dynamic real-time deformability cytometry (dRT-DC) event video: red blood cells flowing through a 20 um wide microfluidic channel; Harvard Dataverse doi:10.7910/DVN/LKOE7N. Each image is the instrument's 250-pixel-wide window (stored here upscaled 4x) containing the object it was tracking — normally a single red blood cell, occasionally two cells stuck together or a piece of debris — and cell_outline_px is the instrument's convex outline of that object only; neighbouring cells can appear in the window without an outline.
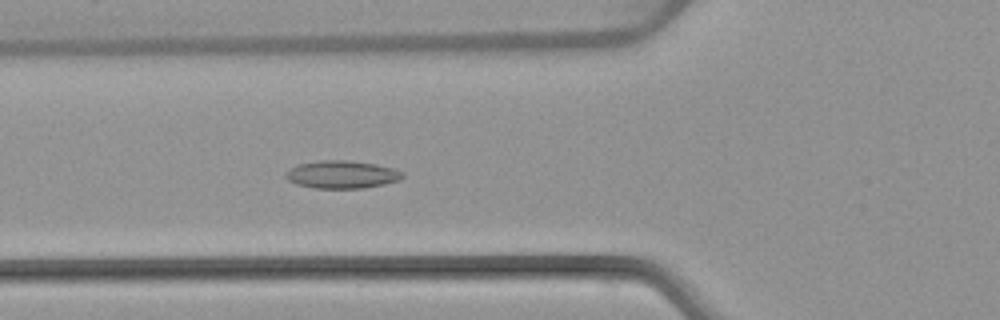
{"species": "common noctule bat (a hibernating species)", "species_latin": "Nyctalus noctula", "temperature_condition": "warm", "stored_images_in_passage": 53, "camera_frame_rate_fps": 3000, "um_per_image_px": 0.085, "animal": {"sex": "female", "body_mass_g": 22.7, "forearm_length_mm": 54.2}, "frame": {"image": 1, "passage_image": 19, "time_ms": 6.0, "image_size_px": [1000, 320], "cell_outline_px": [[404, 176], [400, 180], [384, 184], [364, 188], [312, 188], [296, 184], [288, 180], [284, 176], [284, 172], [296, 164], [320, 160], [344, 160], [376, 164], [392, 168], [404, 172]], "centroid_in_image_um": [29.02, 14.83], "position_along_channel_um": 96.8, "area_um2": 19.07}}
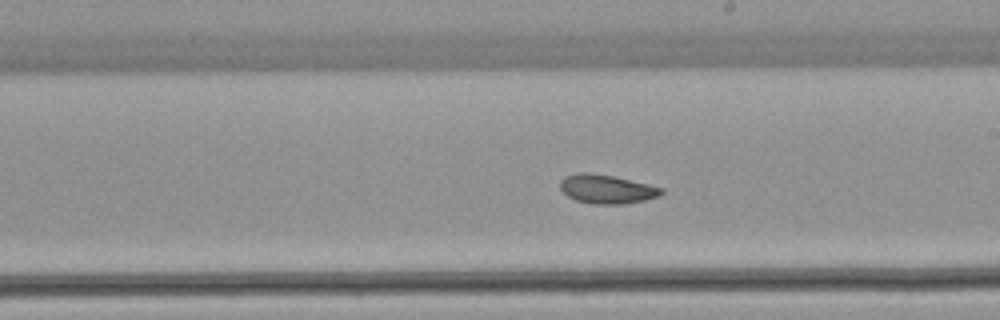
{"frame": {"image": 2, "passage_image": 30, "time_ms": 9.667, "image_size_px": [1000, 320], "cell_outline_px": [[664, 192], [660, 196], [644, 200], [624, 204], [592, 204], [576, 200], [568, 196], [560, 188], [560, 180], [564, 176], [576, 172], [588, 172], [612, 176], [648, 184], [664, 188]], "centroid_in_image_um": [51.56, 16.07], "position_along_channel_um": 237.4, "area_um2": 17.11}}
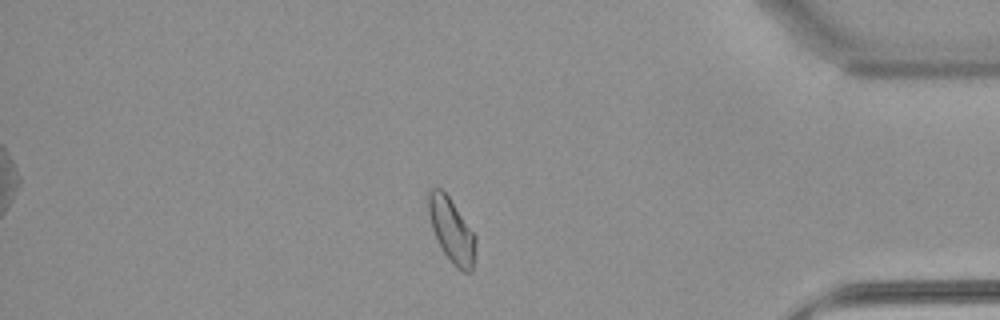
{"frame": {"image": 3, "passage_image": 45, "time_ms": 14.667, "image_size_px": [1000, 320], "cell_outline_px": [[476, 240], [472, 272], [464, 272], [456, 268], [444, 252], [432, 228], [428, 212], [428, 188], [440, 188], [448, 196], [476, 236]], "centroid_in_image_um": [38.38, 19.57], "position_along_channel_um": 396.8, "area_um2": 17.34}, "authors_computed_cell_mechanics": {"area_um2": 17.8602, "velocity_mm_per_s": 3.837, "shape_relaxation_time_tau1_ms": null, "shape_relaxation_time_tau2_ms": 2.6843, "deformation_change_tau1": null, "deformation_change_tau2": 0.0726}}